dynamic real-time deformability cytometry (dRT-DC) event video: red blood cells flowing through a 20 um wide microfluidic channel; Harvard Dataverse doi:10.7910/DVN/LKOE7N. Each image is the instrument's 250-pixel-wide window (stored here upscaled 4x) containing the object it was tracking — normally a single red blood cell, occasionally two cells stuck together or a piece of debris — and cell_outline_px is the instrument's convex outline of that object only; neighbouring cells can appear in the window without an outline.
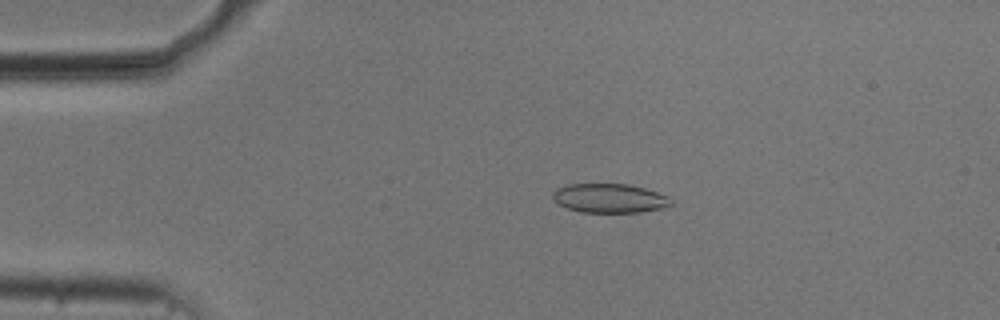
{"species": "common noctule bat (a hibernating species)", "species_latin": "Nyctalus noctula", "temperature_condition": "cold", "stored_images_in_passage": 49, "camera_frame_rate_fps": 3000, "um_per_image_px": 0.085, "animal": {"sex": "male", "body_mass_g": 20.5, "forearm_length_mm": 52.5}, "frame": {"image": 1, "passage_image": 6, "time_ms": 1.667, "image_size_px": [1000, 320], "cell_outline_px": [[672, 204], [664, 208], [640, 212], [580, 212], [556, 204], [552, 200], [552, 192], [556, 188], [568, 184], [628, 184], [644, 188], [668, 196], [672, 200]], "centroid_in_image_um": [51.77, 16.85], "position_along_channel_um": 33.2, "area_um2": 20.23}}
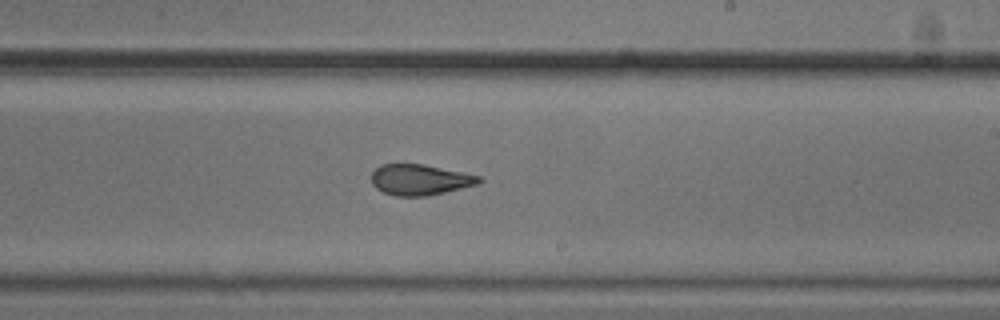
{"frame": {"image": 2, "passage_image": 27, "time_ms": 8.667, "image_size_px": [1000, 320], "cell_outline_px": [[484, 180], [480, 184], [428, 196], [396, 196], [384, 192], [376, 188], [372, 184], [372, 172], [380, 164], [424, 164], [464, 172], [480, 176]], "centroid_in_image_um": [35.73, 15.27], "position_along_channel_um": 253.3, "area_um2": 19.48}}
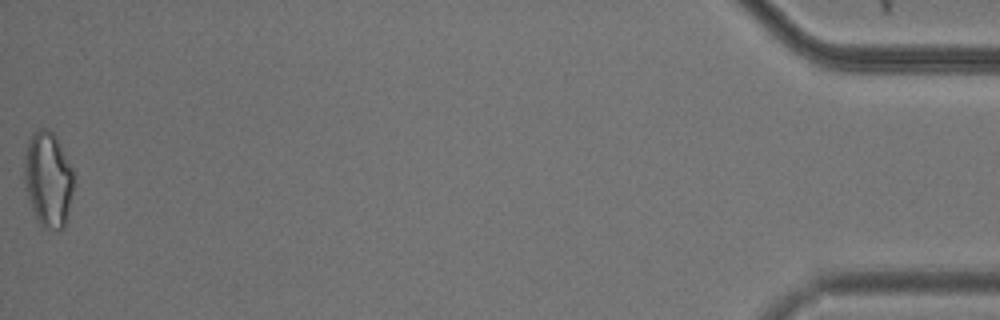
{"frame": {"image": 3, "passage_image": 49, "time_ms": 16.0, "image_size_px": [1000, 320], "cell_outline_px": [[72, 192], [64, 228], [60, 232], [56, 232], [44, 228], [40, 224], [32, 208], [28, 196], [24, 180], [24, 156], [28, 140], [32, 132], [36, 128], [48, 128], [56, 136], [72, 168]], "centroid_in_image_um": [4.07, 15.23], "position_along_channel_um": 431.1, "area_um2": 27.46}, "authors_computed_cell_mechanics": {"area_um2": 20.6346, "velocity_mm_per_s": 3.7389, "shape_relaxation_time_tau1_ms": 6.5386, "shape_relaxation_time_tau2_ms": 1.6845, "deformation_change_tau1": 0.1543, "deformation_change_tau2": 0.0774}}